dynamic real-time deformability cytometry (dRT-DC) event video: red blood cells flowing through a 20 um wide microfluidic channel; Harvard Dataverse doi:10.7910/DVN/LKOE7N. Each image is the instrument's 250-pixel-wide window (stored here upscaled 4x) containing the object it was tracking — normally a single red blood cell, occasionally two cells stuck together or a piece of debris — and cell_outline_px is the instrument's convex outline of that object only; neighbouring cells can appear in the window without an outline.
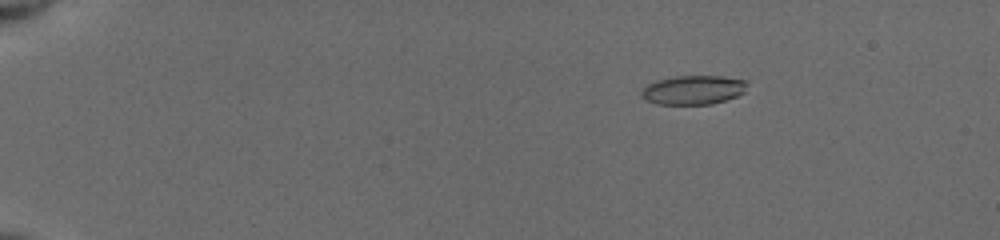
{"species": "common noctule bat (a hibernating species)", "species_latin": "Nyctalus noctula", "temperature_condition": "cold", "stored_images_in_passage": 55, "camera_frame_rate_fps": 3000, "um_per_image_px": 0.085, "animal": {"sex": "female", "body_mass_g": 19.5, "forearm_length_mm": 54.1}, "frame": {"image": 1, "passage_image": 10, "time_ms": 3.0, "image_size_px": [1000, 240], "cell_outline_px": [[748, 84], [744, 92], [736, 96], [712, 104], [656, 104], [648, 100], [640, 92], [648, 84], [656, 80], [676, 76], [720, 76], [748, 80]], "centroid_in_image_um": [58.96, 7.63], "position_along_channel_um": 26.0, "area_um2": 17.8}}
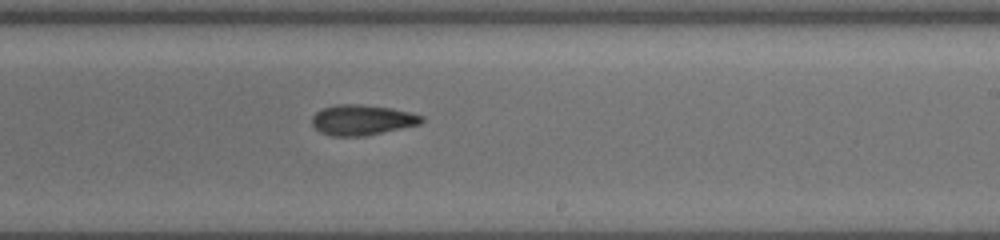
{"frame": {"image": 2, "passage_image": 36, "time_ms": 11.667, "image_size_px": [1000, 240], "cell_outline_px": [[424, 120], [420, 124], [364, 136], [332, 136], [320, 132], [312, 124], [312, 116], [316, 112], [324, 108], [336, 104], [360, 104], [392, 108], [424, 116]], "centroid_in_image_um": [30.77, 10.19], "position_along_channel_um": 258.2, "area_um2": 19.31}}
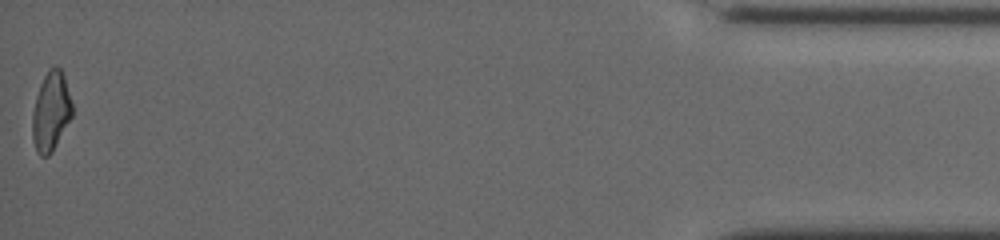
{"frame": {"image": 3, "passage_image": 55, "time_ms": 18.0, "image_size_px": [1000, 240], "cell_outline_px": [[72, 116], [52, 152], [48, 156], [40, 156], [36, 152], [32, 136], [32, 112], [36, 96], [40, 84], [48, 68], [52, 64], [56, 64], [60, 68], [64, 76], [72, 104]], "centroid_in_image_um": [4.31, 9.45], "position_along_channel_um": 430.9, "area_um2": 18.5}, "authors_computed_cell_mechanics": {"area_um2": 18.6116, "velocity_mm_per_s": 3.9485, "shape_relaxation_time_tau1_ms": 3.476, "shape_relaxation_time_tau2_ms": 8.5344, "deformation_change_tau1": 0.1394, "deformation_change_tau2": 0.179}}